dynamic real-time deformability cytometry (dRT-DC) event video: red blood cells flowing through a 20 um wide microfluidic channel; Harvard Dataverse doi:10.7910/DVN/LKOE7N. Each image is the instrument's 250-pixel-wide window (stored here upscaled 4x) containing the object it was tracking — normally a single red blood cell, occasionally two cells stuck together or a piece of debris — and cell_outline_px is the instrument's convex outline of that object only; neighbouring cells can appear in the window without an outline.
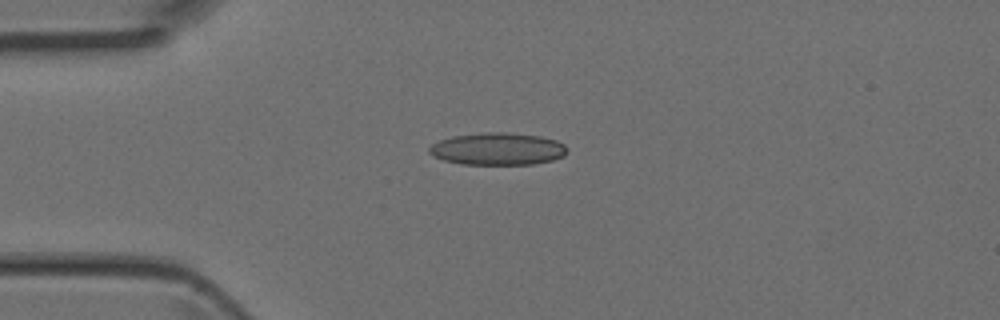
{"species": "Egyptian fruit bat (a non-hibernating species)", "species_latin": "Rousettus aegyptiacus", "temperature_condition": "room temperature", "stored_images_in_passage": 3, "camera_frame_rate_fps": 3000, "um_per_image_px": 0.085, "animal": {"sex": "female"}, "frame": {"image": 1, "passage_image": 3, "time_ms": 0.667, "image_size_px": [1000, 320], "cell_outline_px": [[568, 148], [564, 156], [552, 160], [532, 164], [460, 164], [444, 160], [432, 156], [428, 152], [428, 148], [432, 144], [440, 140], [452, 136], [484, 132], [508, 132], [540, 136], [556, 140], [564, 144]], "centroid_in_image_um": [42.29, 12.65], "position_along_channel_um": 42.7, "area_um2": 26.07}}